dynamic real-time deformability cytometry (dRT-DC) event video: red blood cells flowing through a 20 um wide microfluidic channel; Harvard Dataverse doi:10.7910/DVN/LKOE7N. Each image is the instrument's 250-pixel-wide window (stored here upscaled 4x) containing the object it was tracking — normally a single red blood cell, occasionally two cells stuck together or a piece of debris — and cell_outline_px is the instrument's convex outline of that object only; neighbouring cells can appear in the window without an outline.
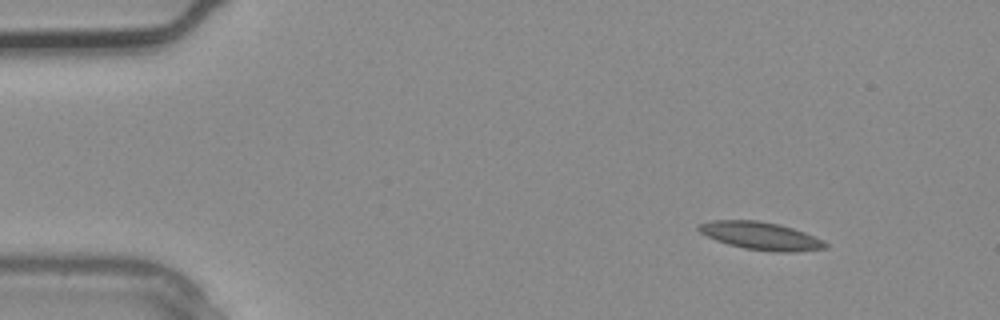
{"species": "common noctule bat (a hibernating species)", "species_latin": "Nyctalus noctula", "temperature_condition": "warm", "stored_images_in_passage": 2, "camera_frame_rate_fps": 3000, "um_per_image_px": 0.085, "animal": {"sex": "male", "body_mass_g": 20.4}, "frame": {"image": 1, "passage_image": 1, "time_ms": 0.0, "image_size_px": [1000, 320], "cell_outline_px": [[828, 248], [792, 252], [776, 252], [744, 248], [728, 244], [716, 240], [700, 232], [696, 228], [696, 224], [712, 220], [756, 220], [776, 224], [792, 228], [804, 232], [824, 240], [828, 244]], "centroid_in_image_um": [64.66, 20.05], "position_along_channel_um": 20.3, "area_um2": 20.46}}